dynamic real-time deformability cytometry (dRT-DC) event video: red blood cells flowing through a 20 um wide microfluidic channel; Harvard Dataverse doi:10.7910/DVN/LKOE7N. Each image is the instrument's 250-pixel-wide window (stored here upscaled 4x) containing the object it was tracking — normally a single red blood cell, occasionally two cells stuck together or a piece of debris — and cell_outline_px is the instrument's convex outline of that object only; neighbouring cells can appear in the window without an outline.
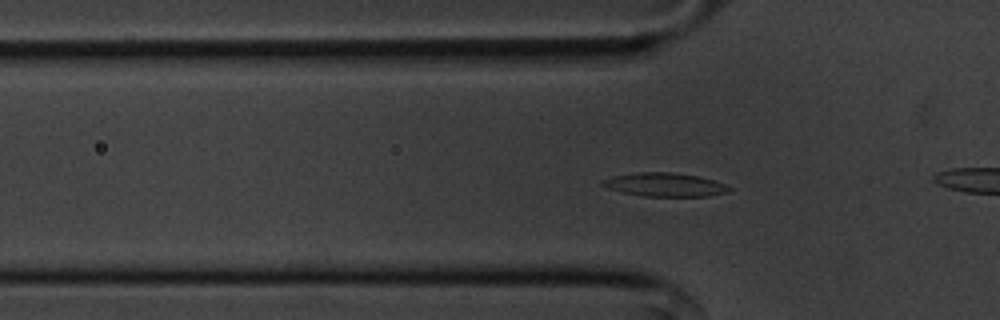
{"species": "common noctule bat (a hibernating species)", "species_latin": "Nyctalus noctula", "temperature_condition": "cold", "stored_images_in_passage": 56, "camera_frame_rate_fps": 3000, "um_per_image_px": 0.085, "animal": {"sex": "male", "body_mass_g": 20.1, "forearm_length_mm": 53.5}, "frame": {"image": 1, "passage_image": 17, "time_ms": 5.333, "image_size_px": [1000, 320], "cell_outline_px": [[732, 188], [728, 192], [708, 196], [644, 196], [624, 192], [608, 188], [600, 184], [600, 180], [612, 176], [640, 172], [672, 172], [696, 176], [712, 180], [724, 184]], "centroid_in_image_um": [56.48, 15.69], "position_along_channel_um": 69.3, "area_um2": 17.22}}
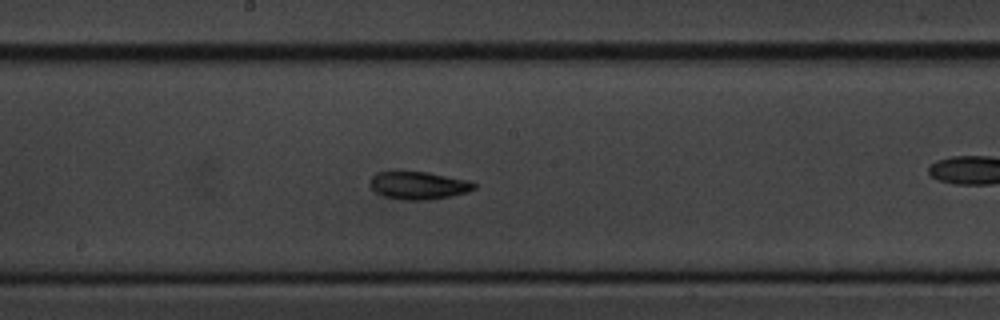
{"frame": {"image": 2, "passage_image": 29, "time_ms": 9.333, "image_size_px": [1000, 320], "cell_outline_px": [[476, 188], [468, 192], [452, 196], [428, 200], [404, 200], [384, 196], [376, 192], [368, 184], [372, 176], [376, 172], [392, 168], [396, 168], [428, 172], [468, 180], [476, 184]], "centroid_in_image_um": [35.51, 15.71], "position_along_channel_um": 212.7, "area_um2": 17.69}}
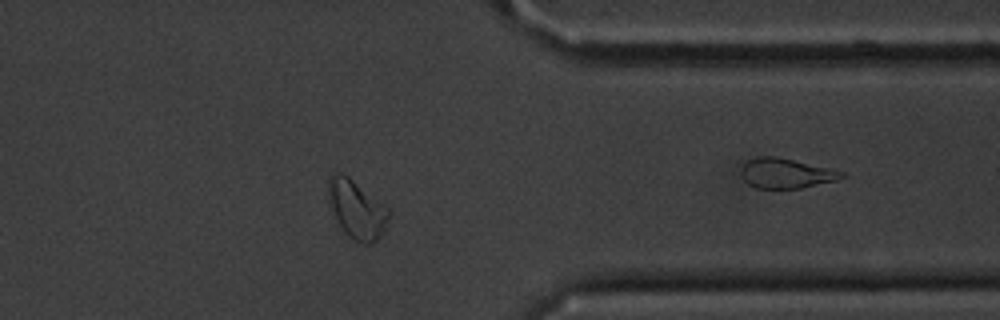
{"frame": {"image": 3, "passage_image": 44, "time_ms": 14.333, "image_size_px": [1000, 320], "cell_outline_px": [[392, 212], [384, 228], [376, 240], [372, 244], [364, 244], [352, 240], [344, 232], [328, 200], [328, 180], [332, 176], [340, 172], [348, 176], [384, 204]], "centroid_in_image_um": [30.34, 17.8], "position_along_channel_um": 381.1, "area_um2": 20.23}, "authors_computed_cell_mechanics": {"area_um2": 16.9932, "velocity_mm_per_s": 3.5698, "shape_relaxation_time_tau1_ms": 3.6248, "shape_relaxation_time_tau2_ms": 6.2228, "deformation_change_tau1": 0.1135, "deformation_change_tau2": 0.1065}}